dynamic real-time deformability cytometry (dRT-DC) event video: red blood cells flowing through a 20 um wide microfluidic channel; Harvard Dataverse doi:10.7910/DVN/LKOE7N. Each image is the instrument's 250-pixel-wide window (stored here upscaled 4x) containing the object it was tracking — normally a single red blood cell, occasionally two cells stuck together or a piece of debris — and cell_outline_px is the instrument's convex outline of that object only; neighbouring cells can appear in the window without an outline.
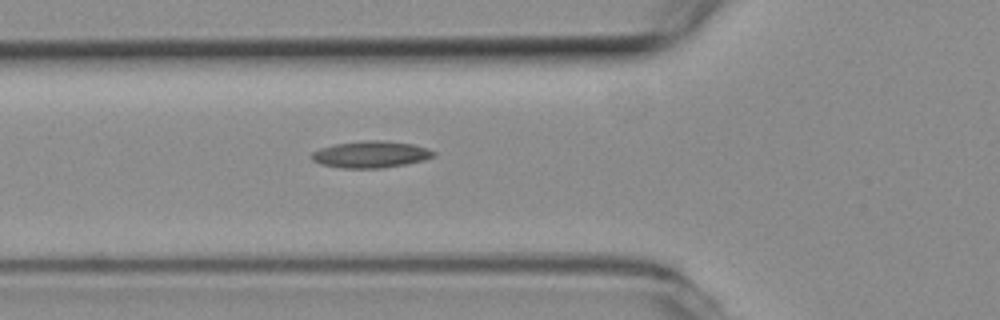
{"species": "common noctule bat (a hibernating species)", "species_latin": "Nyctalus noctula", "temperature_condition": "room temperature", "stored_images_in_passage": 3, "camera_frame_rate_fps": 3000, "um_per_image_px": 0.085, "animal": {"sex": "female", "body_mass_g": 19.3, "forearm_length_mm": 54.1}, "frame": {"image": 1, "passage_image": 3, "time_ms": 0.667, "image_size_px": [1000, 320], "cell_outline_px": [[436, 156], [424, 160], [404, 164], [380, 168], [340, 168], [320, 164], [312, 160], [312, 152], [320, 148], [336, 144], [372, 140], [384, 140], [412, 144], [428, 148], [436, 152]], "centroid_in_image_um": [31.54, 13.13], "position_along_channel_um": 94.3, "area_um2": 18.9}}